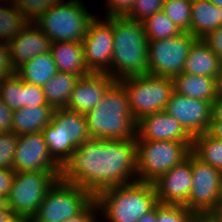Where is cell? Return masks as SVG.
<instances>
[{
	"label": "cell",
	"mask_w": 222,
	"mask_h": 222,
	"mask_svg": "<svg viewBox=\"0 0 222 222\" xmlns=\"http://www.w3.org/2000/svg\"><path fill=\"white\" fill-rule=\"evenodd\" d=\"M136 156L135 139L91 138L77 147L63 164L60 178L95 197L107 188L137 181Z\"/></svg>",
	"instance_id": "obj_1"
},
{
	"label": "cell",
	"mask_w": 222,
	"mask_h": 222,
	"mask_svg": "<svg viewBox=\"0 0 222 222\" xmlns=\"http://www.w3.org/2000/svg\"><path fill=\"white\" fill-rule=\"evenodd\" d=\"M92 139L124 140L136 138L135 121L124 87L115 81L98 104L85 114Z\"/></svg>",
	"instance_id": "obj_2"
},
{
	"label": "cell",
	"mask_w": 222,
	"mask_h": 222,
	"mask_svg": "<svg viewBox=\"0 0 222 222\" xmlns=\"http://www.w3.org/2000/svg\"><path fill=\"white\" fill-rule=\"evenodd\" d=\"M113 57L109 76L115 81L148 74V38L142 22L112 17Z\"/></svg>",
	"instance_id": "obj_3"
},
{
	"label": "cell",
	"mask_w": 222,
	"mask_h": 222,
	"mask_svg": "<svg viewBox=\"0 0 222 222\" xmlns=\"http://www.w3.org/2000/svg\"><path fill=\"white\" fill-rule=\"evenodd\" d=\"M95 201L108 222H137L158 204L153 183L140 181L107 188Z\"/></svg>",
	"instance_id": "obj_4"
},
{
	"label": "cell",
	"mask_w": 222,
	"mask_h": 222,
	"mask_svg": "<svg viewBox=\"0 0 222 222\" xmlns=\"http://www.w3.org/2000/svg\"><path fill=\"white\" fill-rule=\"evenodd\" d=\"M95 17L88 12L83 1L62 0L46 10L34 23L52 42H82Z\"/></svg>",
	"instance_id": "obj_5"
},
{
	"label": "cell",
	"mask_w": 222,
	"mask_h": 222,
	"mask_svg": "<svg viewBox=\"0 0 222 222\" xmlns=\"http://www.w3.org/2000/svg\"><path fill=\"white\" fill-rule=\"evenodd\" d=\"M42 134L50 155L61 167L77 147L91 139L85 115L66 108H55Z\"/></svg>",
	"instance_id": "obj_6"
},
{
	"label": "cell",
	"mask_w": 222,
	"mask_h": 222,
	"mask_svg": "<svg viewBox=\"0 0 222 222\" xmlns=\"http://www.w3.org/2000/svg\"><path fill=\"white\" fill-rule=\"evenodd\" d=\"M118 82L124 87L136 122L149 114L164 111L174 92L173 78L168 77L144 74L122 78Z\"/></svg>",
	"instance_id": "obj_7"
},
{
	"label": "cell",
	"mask_w": 222,
	"mask_h": 222,
	"mask_svg": "<svg viewBox=\"0 0 222 222\" xmlns=\"http://www.w3.org/2000/svg\"><path fill=\"white\" fill-rule=\"evenodd\" d=\"M191 146L192 142L136 141L137 181L153 183L186 159Z\"/></svg>",
	"instance_id": "obj_8"
},
{
	"label": "cell",
	"mask_w": 222,
	"mask_h": 222,
	"mask_svg": "<svg viewBox=\"0 0 222 222\" xmlns=\"http://www.w3.org/2000/svg\"><path fill=\"white\" fill-rule=\"evenodd\" d=\"M95 197L76 184L57 181L47 191L31 222H64L81 213Z\"/></svg>",
	"instance_id": "obj_9"
},
{
	"label": "cell",
	"mask_w": 222,
	"mask_h": 222,
	"mask_svg": "<svg viewBox=\"0 0 222 222\" xmlns=\"http://www.w3.org/2000/svg\"><path fill=\"white\" fill-rule=\"evenodd\" d=\"M61 172H15L7 195L8 207L19 219H31Z\"/></svg>",
	"instance_id": "obj_10"
},
{
	"label": "cell",
	"mask_w": 222,
	"mask_h": 222,
	"mask_svg": "<svg viewBox=\"0 0 222 222\" xmlns=\"http://www.w3.org/2000/svg\"><path fill=\"white\" fill-rule=\"evenodd\" d=\"M192 187L184 205L196 215L211 216L222 205V172L191 152Z\"/></svg>",
	"instance_id": "obj_11"
},
{
	"label": "cell",
	"mask_w": 222,
	"mask_h": 222,
	"mask_svg": "<svg viewBox=\"0 0 222 222\" xmlns=\"http://www.w3.org/2000/svg\"><path fill=\"white\" fill-rule=\"evenodd\" d=\"M197 40L190 32L148 41V74L174 78L183 72L187 55Z\"/></svg>",
	"instance_id": "obj_12"
},
{
	"label": "cell",
	"mask_w": 222,
	"mask_h": 222,
	"mask_svg": "<svg viewBox=\"0 0 222 222\" xmlns=\"http://www.w3.org/2000/svg\"><path fill=\"white\" fill-rule=\"evenodd\" d=\"M82 45L88 70L109 74L114 48L112 17H105L103 21L95 17L82 39Z\"/></svg>",
	"instance_id": "obj_13"
},
{
	"label": "cell",
	"mask_w": 222,
	"mask_h": 222,
	"mask_svg": "<svg viewBox=\"0 0 222 222\" xmlns=\"http://www.w3.org/2000/svg\"><path fill=\"white\" fill-rule=\"evenodd\" d=\"M14 172H61L52 158L42 132L18 135L13 162Z\"/></svg>",
	"instance_id": "obj_14"
},
{
	"label": "cell",
	"mask_w": 222,
	"mask_h": 222,
	"mask_svg": "<svg viewBox=\"0 0 222 222\" xmlns=\"http://www.w3.org/2000/svg\"><path fill=\"white\" fill-rule=\"evenodd\" d=\"M164 111L174 117L193 138L208 131L213 105L208 101L189 98L174 91Z\"/></svg>",
	"instance_id": "obj_15"
},
{
	"label": "cell",
	"mask_w": 222,
	"mask_h": 222,
	"mask_svg": "<svg viewBox=\"0 0 222 222\" xmlns=\"http://www.w3.org/2000/svg\"><path fill=\"white\" fill-rule=\"evenodd\" d=\"M192 178L190 152L180 164L153 182L158 203L184 206L191 192Z\"/></svg>",
	"instance_id": "obj_16"
},
{
	"label": "cell",
	"mask_w": 222,
	"mask_h": 222,
	"mask_svg": "<svg viewBox=\"0 0 222 222\" xmlns=\"http://www.w3.org/2000/svg\"><path fill=\"white\" fill-rule=\"evenodd\" d=\"M135 140L192 142L193 138L174 117L160 111L137 121Z\"/></svg>",
	"instance_id": "obj_17"
},
{
	"label": "cell",
	"mask_w": 222,
	"mask_h": 222,
	"mask_svg": "<svg viewBox=\"0 0 222 222\" xmlns=\"http://www.w3.org/2000/svg\"><path fill=\"white\" fill-rule=\"evenodd\" d=\"M51 39L34 23L28 24L8 43L9 58L14 71L33 57L49 52Z\"/></svg>",
	"instance_id": "obj_18"
},
{
	"label": "cell",
	"mask_w": 222,
	"mask_h": 222,
	"mask_svg": "<svg viewBox=\"0 0 222 222\" xmlns=\"http://www.w3.org/2000/svg\"><path fill=\"white\" fill-rule=\"evenodd\" d=\"M114 82L115 80L107 73H90L80 77L65 108L85 115L98 104Z\"/></svg>",
	"instance_id": "obj_19"
},
{
	"label": "cell",
	"mask_w": 222,
	"mask_h": 222,
	"mask_svg": "<svg viewBox=\"0 0 222 222\" xmlns=\"http://www.w3.org/2000/svg\"><path fill=\"white\" fill-rule=\"evenodd\" d=\"M183 73L220 78L222 61L203 39H197L187 55Z\"/></svg>",
	"instance_id": "obj_20"
},
{
	"label": "cell",
	"mask_w": 222,
	"mask_h": 222,
	"mask_svg": "<svg viewBox=\"0 0 222 222\" xmlns=\"http://www.w3.org/2000/svg\"><path fill=\"white\" fill-rule=\"evenodd\" d=\"M50 53L60 72L79 77L91 73L85 62L82 42H52Z\"/></svg>",
	"instance_id": "obj_21"
},
{
	"label": "cell",
	"mask_w": 222,
	"mask_h": 222,
	"mask_svg": "<svg viewBox=\"0 0 222 222\" xmlns=\"http://www.w3.org/2000/svg\"><path fill=\"white\" fill-rule=\"evenodd\" d=\"M219 79L182 72L173 78L174 91L189 98L208 101L213 105L219 92Z\"/></svg>",
	"instance_id": "obj_22"
},
{
	"label": "cell",
	"mask_w": 222,
	"mask_h": 222,
	"mask_svg": "<svg viewBox=\"0 0 222 222\" xmlns=\"http://www.w3.org/2000/svg\"><path fill=\"white\" fill-rule=\"evenodd\" d=\"M222 26V8L209 0H192L191 34L197 39L205 38L216 28Z\"/></svg>",
	"instance_id": "obj_23"
},
{
	"label": "cell",
	"mask_w": 222,
	"mask_h": 222,
	"mask_svg": "<svg viewBox=\"0 0 222 222\" xmlns=\"http://www.w3.org/2000/svg\"><path fill=\"white\" fill-rule=\"evenodd\" d=\"M53 106L22 107L13 111L12 132L16 135L43 132L52 121Z\"/></svg>",
	"instance_id": "obj_24"
},
{
	"label": "cell",
	"mask_w": 222,
	"mask_h": 222,
	"mask_svg": "<svg viewBox=\"0 0 222 222\" xmlns=\"http://www.w3.org/2000/svg\"><path fill=\"white\" fill-rule=\"evenodd\" d=\"M57 72V66L50 51L33 57L15 70L24 82L41 87Z\"/></svg>",
	"instance_id": "obj_25"
},
{
	"label": "cell",
	"mask_w": 222,
	"mask_h": 222,
	"mask_svg": "<svg viewBox=\"0 0 222 222\" xmlns=\"http://www.w3.org/2000/svg\"><path fill=\"white\" fill-rule=\"evenodd\" d=\"M80 77L58 71L43 86L46 102L54 108H65Z\"/></svg>",
	"instance_id": "obj_26"
},
{
	"label": "cell",
	"mask_w": 222,
	"mask_h": 222,
	"mask_svg": "<svg viewBox=\"0 0 222 222\" xmlns=\"http://www.w3.org/2000/svg\"><path fill=\"white\" fill-rule=\"evenodd\" d=\"M191 152L202 162L222 172V140L210 136L207 132L193 137Z\"/></svg>",
	"instance_id": "obj_27"
},
{
	"label": "cell",
	"mask_w": 222,
	"mask_h": 222,
	"mask_svg": "<svg viewBox=\"0 0 222 222\" xmlns=\"http://www.w3.org/2000/svg\"><path fill=\"white\" fill-rule=\"evenodd\" d=\"M148 41L175 37L183 31L163 12H157L142 22Z\"/></svg>",
	"instance_id": "obj_28"
},
{
	"label": "cell",
	"mask_w": 222,
	"mask_h": 222,
	"mask_svg": "<svg viewBox=\"0 0 222 222\" xmlns=\"http://www.w3.org/2000/svg\"><path fill=\"white\" fill-rule=\"evenodd\" d=\"M10 7L0 6V41L9 43L28 24L24 15L9 4Z\"/></svg>",
	"instance_id": "obj_29"
},
{
	"label": "cell",
	"mask_w": 222,
	"mask_h": 222,
	"mask_svg": "<svg viewBox=\"0 0 222 222\" xmlns=\"http://www.w3.org/2000/svg\"><path fill=\"white\" fill-rule=\"evenodd\" d=\"M0 99L13 111L23 107V80L15 72L0 81Z\"/></svg>",
	"instance_id": "obj_30"
},
{
	"label": "cell",
	"mask_w": 222,
	"mask_h": 222,
	"mask_svg": "<svg viewBox=\"0 0 222 222\" xmlns=\"http://www.w3.org/2000/svg\"><path fill=\"white\" fill-rule=\"evenodd\" d=\"M192 0H164L162 11L183 32L191 33Z\"/></svg>",
	"instance_id": "obj_31"
},
{
	"label": "cell",
	"mask_w": 222,
	"mask_h": 222,
	"mask_svg": "<svg viewBox=\"0 0 222 222\" xmlns=\"http://www.w3.org/2000/svg\"><path fill=\"white\" fill-rule=\"evenodd\" d=\"M62 0H17L14 7L18 9L28 22H36L37 19L52 6Z\"/></svg>",
	"instance_id": "obj_32"
},
{
	"label": "cell",
	"mask_w": 222,
	"mask_h": 222,
	"mask_svg": "<svg viewBox=\"0 0 222 222\" xmlns=\"http://www.w3.org/2000/svg\"><path fill=\"white\" fill-rule=\"evenodd\" d=\"M195 216L183 205L157 204V222H190Z\"/></svg>",
	"instance_id": "obj_33"
},
{
	"label": "cell",
	"mask_w": 222,
	"mask_h": 222,
	"mask_svg": "<svg viewBox=\"0 0 222 222\" xmlns=\"http://www.w3.org/2000/svg\"><path fill=\"white\" fill-rule=\"evenodd\" d=\"M164 0H135L131 12L126 16L127 18L143 22L149 16L162 11Z\"/></svg>",
	"instance_id": "obj_34"
},
{
	"label": "cell",
	"mask_w": 222,
	"mask_h": 222,
	"mask_svg": "<svg viewBox=\"0 0 222 222\" xmlns=\"http://www.w3.org/2000/svg\"><path fill=\"white\" fill-rule=\"evenodd\" d=\"M17 140L14 132L0 134V168H13Z\"/></svg>",
	"instance_id": "obj_35"
},
{
	"label": "cell",
	"mask_w": 222,
	"mask_h": 222,
	"mask_svg": "<svg viewBox=\"0 0 222 222\" xmlns=\"http://www.w3.org/2000/svg\"><path fill=\"white\" fill-rule=\"evenodd\" d=\"M51 106L46 102L43 87L23 81V107Z\"/></svg>",
	"instance_id": "obj_36"
},
{
	"label": "cell",
	"mask_w": 222,
	"mask_h": 222,
	"mask_svg": "<svg viewBox=\"0 0 222 222\" xmlns=\"http://www.w3.org/2000/svg\"><path fill=\"white\" fill-rule=\"evenodd\" d=\"M135 0H107V13L105 17L127 16L134 5Z\"/></svg>",
	"instance_id": "obj_37"
},
{
	"label": "cell",
	"mask_w": 222,
	"mask_h": 222,
	"mask_svg": "<svg viewBox=\"0 0 222 222\" xmlns=\"http://www.w3.org/2000/svg\"><path fill=\"white\" fill-rule=\"evenodd\" d=\"M14 72L10 63L8 43L0 41V81Z\"/></svg>",
	"instance_id": "obj_38"
},
{
	"label": "cell",
	"mask_w": 222,
	"mask_h": 222,
	"mask_svg": "<svg viewBox=\"0 0 222 222\" xmlns=\"http://www.w3.org/2000/svg\"><path fill=\"white\" fill-rule=\"evenodd\" d=\"M100 211L95 199L78 215L67 219L64 222H97L95 212ZM97 219V220H96Z\"/></svg>",
	"instance_id": "obj_39"
},
{
	"label": "cell",
	"mask_w": 222,
	"mask_h": 222,
	"mask_svg": "<svg viewBox=\"0 0 222 222\" xmlns=\"http://www.w3.org/2000/svg\"><path fill=\"white\" fill-rule=\"evenodd\" d=\"M203 40L222 61V26L209 33Z\"/></svg>",
	"instance_id": "obj_40"
},
{
	"label": "cell",
	"mask_w": 222,
	"mask_h": 222,
	"mask_svg": "<svg viewBox=\"0 0 222 222\" xmlns=\"http://www.w3.org/2000/svg\"><path fill=\"white\" fill-rule=\"evenodd\" d=\"M13 110L0 99V134L12 132Z\"/></svg>",
	"instance_id": "obj_41"
},
{
	"label": "cell",
	"mask_w": 222,
	"mask_h": 222,
	"mask_svg": "<svg viewBox=\"0 0 222 222\" xmlns=\"http://www.w3.org/2000/svg\"><path fill=\"white\" fill-rule=\"evenodd\" d=\"M15 172L10 168H0V193L8 195Z\"/></svg>",
	"instance_id": "obj_42"
},
{
	"label": "cell",
	"mask_w": 222,
	"mask_h": 222,
	"mask_svg": "<svg viewBox=\"0 0 222 222\" xmlns=\"http://www.w3.org/2000/svg\"><path fill=\"white\" fill-rule=\"evenodd\" d=\"M207 133L218 140H222V120L211 119Z\"/></svg>",
	"instance_id": "obj_43"
},
{
	"label": "cell",
	"mask_w": 222,
	"mask_h": 222,
	"mask_svg": "<svg viewBox=\"0 0 222 222\" xmlns=\"http://www.w3.org/2000/svg\"><path fill=\"white\" fill-rule=\"evenodd\" d=\"M211 119L222 120V93L220 91L213 102V115Z\"/></svg>",
	"instance_id": "obj_44"
},
{
	"label": "cell",
	"mask_w": 222,
	"mask_h": 222,
	"mask_svg": "<svg viewBox=\"0 0 222 222\" xmlns=\"http://www.w3.org/2000/svg\"><path fill=\"white\" fill-rule=\"evenodd\" d=\"M18 220L19 218L9 207L0 210V222H17Z\"/></svg>",
	"instance_id": "obj_45"
},
{
	"label": "cell",
	"mask_w": 222,
	"mask_h": 222,
	"mask_svg": "<svg viewBox=\"0 0 222 222\" xmlns=\"http://www.w3.org/2000/svg\"><path fill=\"white\" fill-rule=\"evenodd\" d=\"M137 222H157V205L144 216L140 217Z\"/></svg>",
	"instance_id": "obj_46"
},
{
	"label": "cell",
	"mask_w": 222,
	"mask_h": 222,
	"mask_svg": "<svg viewBox=\"0 0 222 222\" xmlns=\"http://www.w3.org/2000/svg\"><path fill=\"white\" fill-rule=\"evenodd\" d=\"M194 222H217V221L212 216L196 215L194 217Z\"/></svg>",
	"instance_id": "obj_47"
},
{
	"label": "cell",
	"mask_w": 222,
	"mask_h": 222,
	"mask_svg": "<svg viewBox=\"0 0 222 222\" xmlns=\"http://www.w3.org/2000/svg\"><path fill=\"white\" fill-rule=\"evenodd\" d=\"M217 222H222V205L211 215Z\"/></svg>",
	"instance_id": "obj_48"
},
{
	"label": "cell",
	"mask_w": 222,
	"mask_h": 222,
	"mask_svg": "<svg viewBox=\"0 0 222 222\" xmlns=\"http://www.w3.org/2000/svg\"><path fill=\"white\" fill-rule=\"evenodd\" d=\"M8 208L7 196L0 193V210Z\"/></svg>",
	"instance_id": "obj_49"
},
{
	"label": "cell",
	"mask_w": 222,
	"mask_h": 222,
	"mask_svg": "<svg viewBox=\"0 0 222 222\" xmlns=\"http://www.w3.org/2000/svg\"><path fill=\"white\" fill-rule=\"evenodd\" d=\"M209 1L212 2L215 6L222 8V0H209Z\"/></svg>",
	"instance_id": "obj_50"
},
{
	"label": "cell",
	"mask_w": 222,
	"mask_h": 222,
	"mask_svg": "<svg viewBox=\"0 0 222 222\" xmlns=\"http://www.w3.org/2000/svg\"><path fill=\"white\" fill-rule=\"evenodd\" d=\"M219 91L222 93V74L219 79Z\"/></svg>",
	"instance_id": "obj_51"
},
{
	"label": "cell",
	"mask_w": 222,
	"mask_h": 222,
	"mask_svg": "<svg viewBox=\"0 0 222 222\" xmlns=\"http://www.w3.org/2000/svg\"><path fill=\"white\" fill-rule=\"evenodd\" d=\"M0 1H1V2H6V1L9 2L10 0H3V1L0 0ZM16 1H17V0H11L10 3H11V4H15Z\"/></svg>",
	"instance_id": "obj_52"
},
{
	"label": "cell",
	"mask_w": 222,
	"mask_h": 222,
	"mask_svg": "<svg viewBox=\"0 0 222 222\" xmlns=\"http://www.w3.org/2000/svg\"><path fill=\"white\" fill-rule=\"evenodd\" d=\"M17 222H31L29 219H19Z\"/></svg>",
	"instance_id": "obj_53"
}]
</instances>
